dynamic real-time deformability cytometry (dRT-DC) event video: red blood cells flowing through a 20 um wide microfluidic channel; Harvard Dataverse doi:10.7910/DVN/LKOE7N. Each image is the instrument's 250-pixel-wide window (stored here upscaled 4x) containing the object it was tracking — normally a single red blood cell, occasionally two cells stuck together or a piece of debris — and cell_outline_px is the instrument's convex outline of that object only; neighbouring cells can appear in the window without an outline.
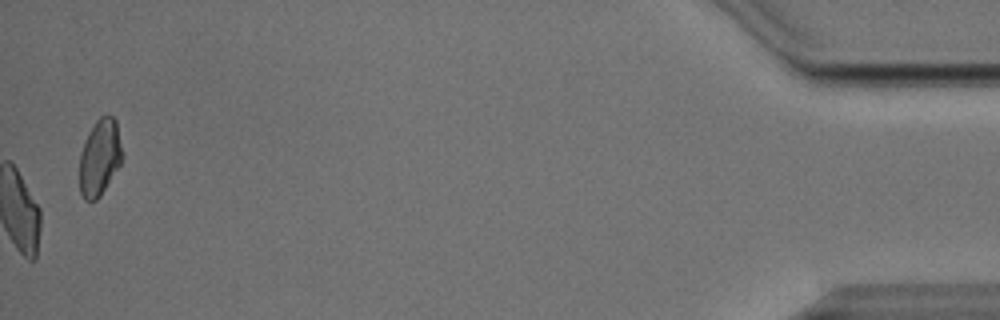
{"species": "Egyptian fruit bat (a non-hibernating species)", "species_latin": "Rousettus aegyptiacus", "temperature_condition": "cold", "stored_images_in_passage": 55, "camera_frame_rate_fps": 3000, "um_per_image_px": 0.085, "animal": {"sex": "male"}, "frame": {"image": 1, "passage_image": 55, "time_ms": 18.0, "image_size_px": [1000, 320], "cell_outline_px": [[120, 164], [100, 196], [96, 200], [84, 200], [80, 192], [80, 152], [88, 132], [96, 120], [100, 116], [112, 116], [116, 120], [120, 148]], "centroid_in_image_um": [8.43, 13.39], "position_along_channel_um": 426.8, "area_um2": 18.5}, "authors_computed_cell_mechanics": {"area_um2": 22.1952, "velocity_mm_per_s": 3.803, "shape_relaxation_time_tau1_ms": 4.6709, "shape_relaxation_time_tau2_ms": 3.1593, "deformation_change_tau1": 0.1442, "deformation_change_tau2": 0.1013}}